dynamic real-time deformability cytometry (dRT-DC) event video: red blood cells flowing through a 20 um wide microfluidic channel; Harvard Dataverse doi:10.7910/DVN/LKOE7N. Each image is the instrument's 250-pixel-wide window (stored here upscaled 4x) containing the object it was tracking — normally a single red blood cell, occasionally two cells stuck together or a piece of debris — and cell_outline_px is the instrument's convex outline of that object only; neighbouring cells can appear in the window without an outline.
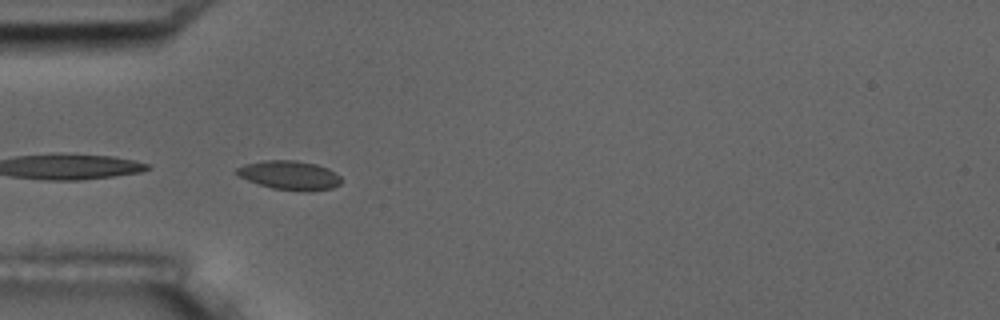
{"species": "common noctule bat (a hibernating species)", "species_latin": "Nyctalus noctula", "temperature_condition": "room temperature", "stored_images_in_passage": 7, "camera_frame_rate_fps": 3000, "um_per_image_px": 0.085, "animal": {"sex": "male", "body_mass_g": 17.5, "forearm_length_mm": 52.3}, "frame": {"image": 1, "passage_image": 6, "time_ms": 5.667, "image_size_px": [1000, 320], "cell_outline_px": [[344, 180], [340, 184], [332, 188], [312, 192], [300, 192], [272, 188], [248, 180], [232, 172], [236, 168], [244, 164], [264, 160], [296, 160], [316, 164], [328, 168], [340, 176]], "centroid_in_image_um": [24.64, 14.9], "position_along_channel_um": 60.4, "area_um2": 18.03}}